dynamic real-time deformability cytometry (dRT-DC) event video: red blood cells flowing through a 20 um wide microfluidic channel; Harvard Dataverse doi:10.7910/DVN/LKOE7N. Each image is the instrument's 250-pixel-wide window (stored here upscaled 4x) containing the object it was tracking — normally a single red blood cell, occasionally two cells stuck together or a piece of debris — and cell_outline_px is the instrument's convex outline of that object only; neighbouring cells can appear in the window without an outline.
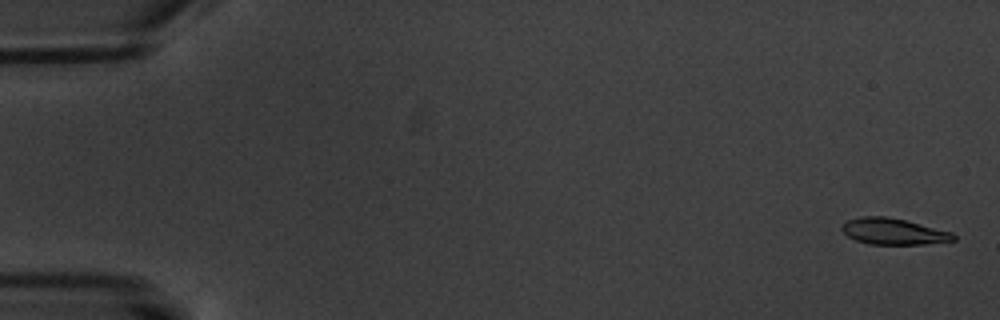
{"species": "common noctule bat (a hibernating species)", "species_latin": "Nyctalus noctula", "temperature_condition": "warm", "stored_images_in_passage": 7, "camera_frame_rate_fps": 3000, "um_per_image_px": 0.085, "animal": {"sex": "male", "body_mass_g": 20.1, "forearm_length_mm": 53.5}, "frame": {"image": 1, "passage_image": 1, "time_ms": 0.0, "image_size_px": [1000, 320], "cell_outline_px": [[956, 240], [924, 244], [868, 244], [856, 240], [848, 236], [840, 228], [848, 220], [860, 216], [884, 216], [904, 220], [952, 232], [956, 236]], "centroid_in_image_um": [75.94, 19.67], "position_along_channel_um": 9.1, "area_um2": 16.88}}
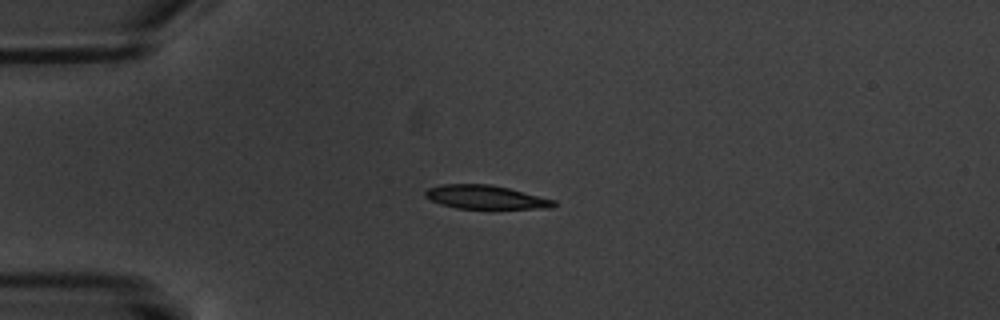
{"frame": {"image": 2, "passage_image": 5, "time_ms": 4.667, "image_size_px": [1000, 320], "cell_outline_px": [[556, 204], [552, 208], [456, 208], [440, 204], [424, 196], [424, 192], [428, 188], [440, 184], [488, 184], [508, 188], [556, 200]], "centroid_in_image_um": [41.25, 16.75], "position_along_channel_um": 43.8, "area_um2": 17.57}}